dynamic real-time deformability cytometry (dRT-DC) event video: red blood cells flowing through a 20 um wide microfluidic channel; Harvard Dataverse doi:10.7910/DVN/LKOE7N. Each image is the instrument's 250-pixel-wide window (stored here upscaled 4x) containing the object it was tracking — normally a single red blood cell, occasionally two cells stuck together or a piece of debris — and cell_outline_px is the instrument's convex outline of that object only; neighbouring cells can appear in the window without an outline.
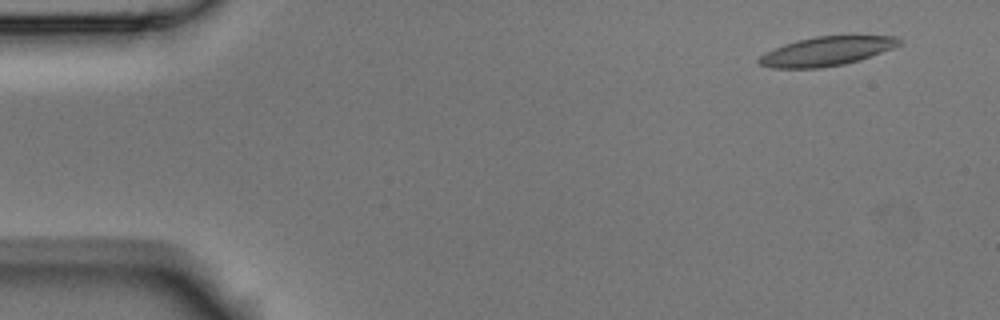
{"species": "Egyptian fruit bat (a non-hibernating species)", "species_latin": "Rousettus aegyptiacus", "temperature_condition": "room temperature", "stored_images_in_passage": 5, "camera_frame_rate_fps": 3000, "um_per_image_px": 0.085, "animal": {"sex": "male"}, "frame": {"image": 1, "passage_image": 2, "time_ms": 0.333, "image_size_px": [1000, 320], "cell_outline_px": [[904, 40], [900, 44], [892, 48], [860, 60], [844, 64], [820, 68], [772, 68], [760, 64], [756, 60], [760, 56], [784, 44], [796, 40], [816, 36], [852, 32], [896, 36]], "centroid_in_image_um": [70.38, 4.29], "position_along_channel_um": 14.6, "area_um2": 24.74}}
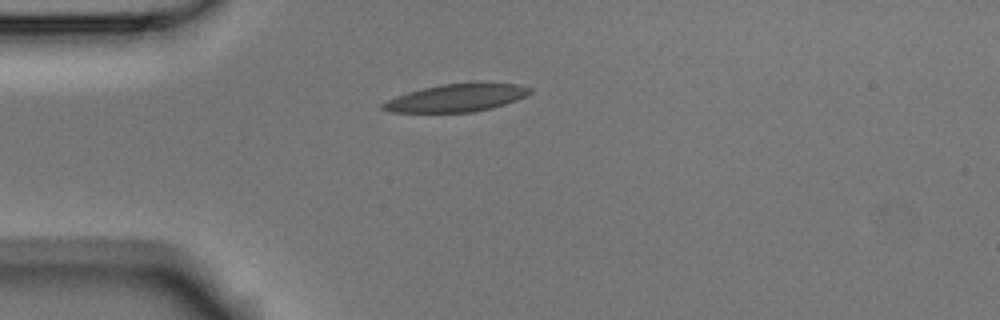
{"frame": {"image": 2, "passage_image": 5, "time_ms": 1.333, "image_size_px": [1000, 320], "cell_outline_px": [[532, 92], [516, 100], [492, 108], [472, 112], [392, 112], [380, 108], [380, 104], [396, 96], [408, 92], [440, 84], [472, 80], [480, 80], [520, 84], [532, 88]], "centroid_in_image_um": [38.87, 8.27], "position_along_channel_um": 46.1, "area_um2": 24.51}}